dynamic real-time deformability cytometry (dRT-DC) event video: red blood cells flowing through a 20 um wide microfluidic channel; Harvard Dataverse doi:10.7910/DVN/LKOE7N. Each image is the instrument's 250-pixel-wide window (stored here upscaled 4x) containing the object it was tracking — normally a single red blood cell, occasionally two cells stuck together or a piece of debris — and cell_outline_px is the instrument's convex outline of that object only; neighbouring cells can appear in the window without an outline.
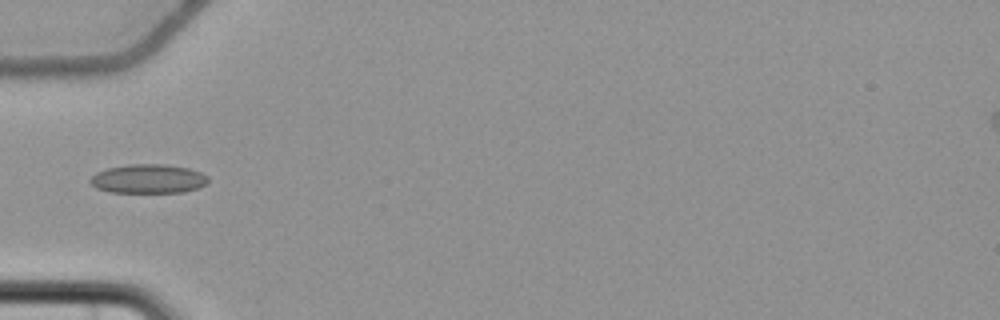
{"species": "common noctule bat (a hibernating species)", "species_latin": "Nyctalus noctula", "temperature_condition": "cold", "stored_images_in_passage": 7, "camera_frame_rate_fps": 3000, "um_per_image_px": 0.085, "animal": {"sex": "female", "body_mass_g": 22.7, "forearm_length_mm": 54.2}, "frame": {"image": 1, "passage_image": 6, "time_ms": 6.333, "image_size_px": [1000, 320], "cell_outline_px": [[208, 184], [200, 188], [184, 192], [108, 192], [96, 188], [88, 180], [96, 172], [108, 168], [128, 164], [164, 164], [188, 168], [200, 172], [208, 176]], "centroid_in_image_um": [12.62, 15.2], "position_along_channel_um": 72.4, "area_um2": 20.11}}
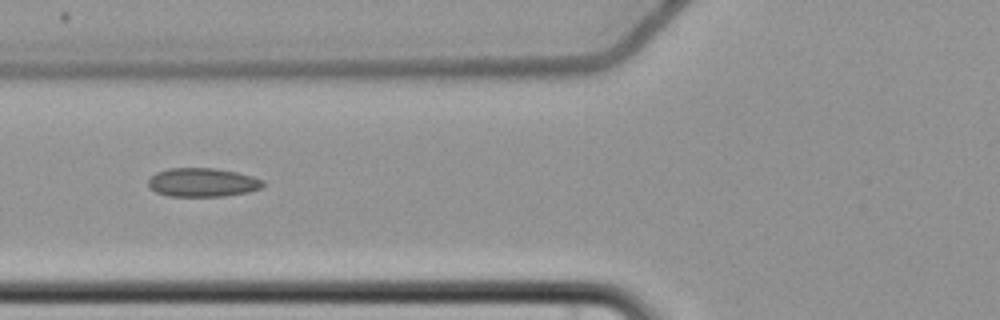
{"frame": {"image": 2, "passage_image": 7, "time_ms": 7.333, "image_size_px": [1000, 320], "cell_outline_px": [[264, 188], [248, 192], [224, 196], [168, 196], [156, 192], [148, 188], [148, 180], [156, 172], [168, 168], [216, 168], [236, 172], [252, 176], [264, 180]], "centroid_in_image_um": [17.22, 15.5], "position_along_channel_um": 108.6, "area_um2": 19.42}}